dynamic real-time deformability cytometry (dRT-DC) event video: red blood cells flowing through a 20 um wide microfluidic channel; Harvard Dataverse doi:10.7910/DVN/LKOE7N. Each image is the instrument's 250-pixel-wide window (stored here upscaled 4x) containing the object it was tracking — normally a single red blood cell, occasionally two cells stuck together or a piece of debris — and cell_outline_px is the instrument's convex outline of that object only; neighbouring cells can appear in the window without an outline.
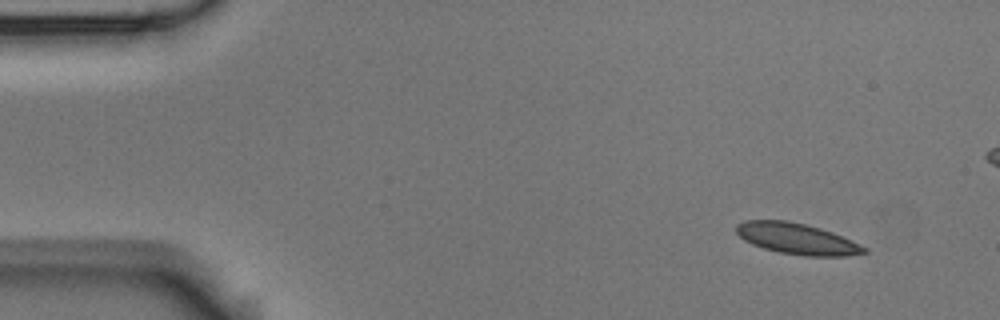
{"species": "Egyptian fruit bat (a non-hibernating species)", "species_latin": "Rousettus aegyptiacus", "temperature_condition": "room temperature", "stored_images_in_passage": 4, "camera_frame_rate_fps": 3000, "um_per_image_px": 0.085, "animal": {"sex": "male"}, "frame": {"image": 1, "passage_image": 1, "time_ms": 0.0, "image_size_px": [1000, 320], "cell_outline_px": [[868, 252], [848, 256], [804, 256], [780, 252], [764, 248], [752, 244], [744, 240], [736, 232], [736, 224], [744, 220], [788, 220], [820, 228], [832, 232], [860, 244], [868, 248]], "centroid_in_image_um": [67.74, 20.29], "position_along_channel_um": 17.3, "area_um2": 23.12}}